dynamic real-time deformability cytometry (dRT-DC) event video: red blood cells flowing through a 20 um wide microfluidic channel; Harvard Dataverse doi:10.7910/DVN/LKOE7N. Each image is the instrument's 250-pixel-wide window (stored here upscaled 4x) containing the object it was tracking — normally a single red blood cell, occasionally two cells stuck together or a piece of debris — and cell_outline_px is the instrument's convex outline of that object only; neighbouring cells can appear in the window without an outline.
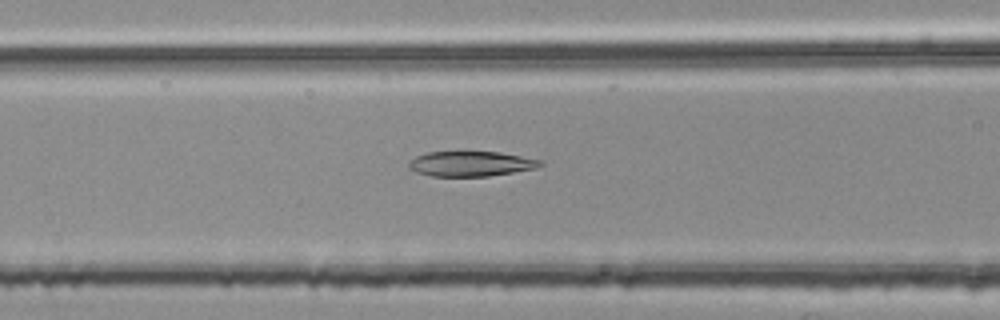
{"species": "common noctule bat (a hibernating species)", "species_latin": "Nyctalus noctula", "temperature_condition": "room temperature", "stored_images_in_passage": 46, "camera_frame_rate_fps": 3000, "um_per_image_px": 0.085, "animal": {"sex": "female", "body_mass_g": 25.1}, "frame": {"image": 1, "passage_image": 21, "time_ms": 6.667, "image_size_px": [1000, 320], "cell_outline_px": [[544, 164], [536, 168], [488, 176], [432, 176], [416, 172], [408, 168], [408, 160], [416, 156], [428, 152], [500, 152], [544, 160]], "centroid_in_image_um": [40.02, 13.91], "position_along_channel_um": 126.6, "area_um2": 19.25}}
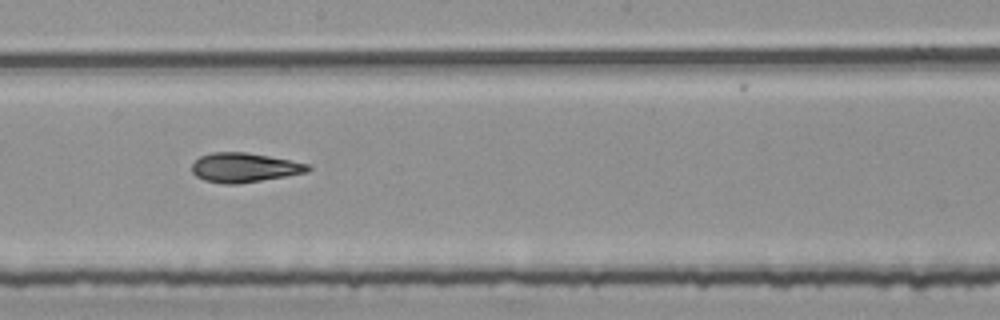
{"frame": {"image": 2, "passage_image": 29, "time_ms": 9.333, "image_size_px": [1000, 320], "cell_outline_px": [[312, 168], [308, 172], [236, 184], [224, 184], [204, 180], [196, 176], [192, 172], [192, 164], [200, 156], [212, 152], [244, 152], [268, 156], [308, 164]], "centroid_in_image_um": [20.73, 14.24], "position_along_channel_um": 227.5, "area_um2": 19.59}}
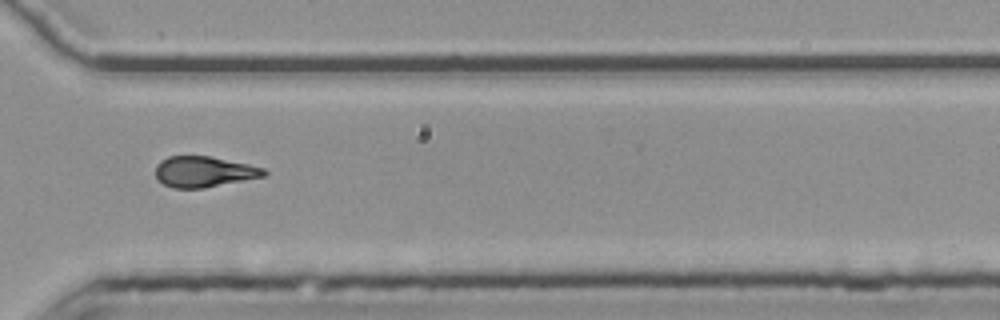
{"frame": {"image": 3, "passage_image": 39, "time_ms": 12.667, "image_size_px": [1000, 320], "cell_outline_px": [[268, 172], [264, 176], [204, 188], [172, 188], [164, 184], [156, 176], [156, 164], [160, 160], [168, 156], [208, 156], [248, 164], [264, 168]], "centroid_in_image_um": [17.32, 14.59], "position_along_channel_um": 353.3, "area_um2": 19.31}, "authors_computed_cell_mechanics": {"area_um2": 19.8832, "velocity_mm_per_s": 3.7868, "shape_relaxation_time_tau1_ms": null, "shape_relaxation_time_tau2_ms": 6.261, "deformation_change_tau1": null, "deformation_change_tau2": 0.1244}}